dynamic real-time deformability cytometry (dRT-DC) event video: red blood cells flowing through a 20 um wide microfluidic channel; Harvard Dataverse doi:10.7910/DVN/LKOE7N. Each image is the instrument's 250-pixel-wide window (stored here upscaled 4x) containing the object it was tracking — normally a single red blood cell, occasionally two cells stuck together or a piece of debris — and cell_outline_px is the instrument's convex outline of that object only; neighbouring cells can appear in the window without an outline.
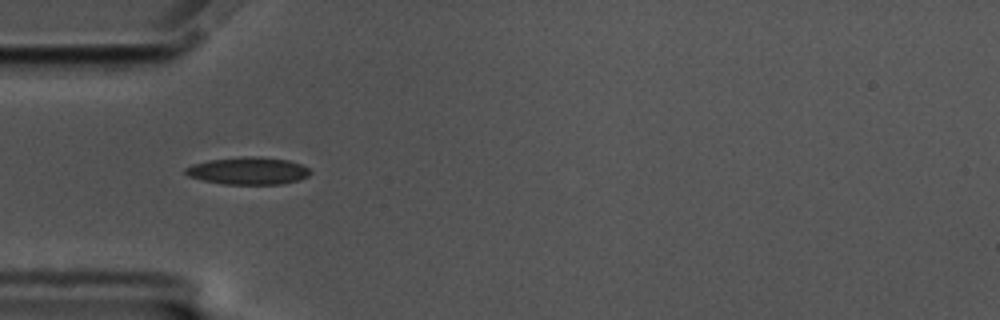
{"species": "common noctule bat (a hibernating species)", "species_latin": "Nyctalus noctula", "temperature_condition": "cold", "stored_images_in_passage": 41, "camera_frame_rate_fps": 3000, "um_per_image_px": 0.085, "animal": {"sex": "male", "body_mass_g": 17.5, "forearm_length_mm": 52.3}, "frame": {"image": 1, "passage_image": 1, "time_ms": 0.0, "image_size_px": [1000, 320], "cell_outline_px": [[312, 172], [308, 176], [300, 180], [280, 184], [224, 184], [204, 180], [188, 176], [184, 172], [184, 168], [192, 164], [208, 160], [240, 156], [256, 156], [288, 160], [300, 164], [308, 168]], "centroid_in_image_um": [21.09, 14.51], "position_along_channel_um": 63.9, "area_um2": 20.0}}
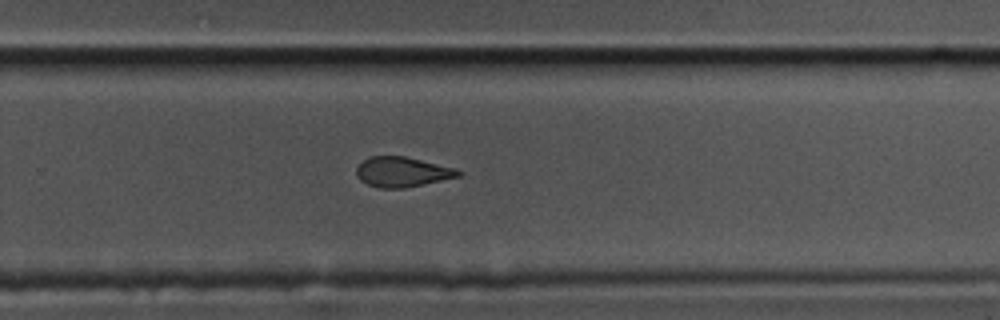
{"frame": {"image": 2, "passage_image": 21, "time_ms": 6.667, "image_size_px": [1000, 320], "cell_outline_px": [[464, 172], [460, 176], [404, 188], [380, 188], [368, 184], [360, 180], [356, 176], [356, 168], [368, 156], [404, 156], [456, 168]], "centroid_in_image_um": [34.19, 14.61], "position_along_channel_um": 295.6, "area_um2": 17.74}}
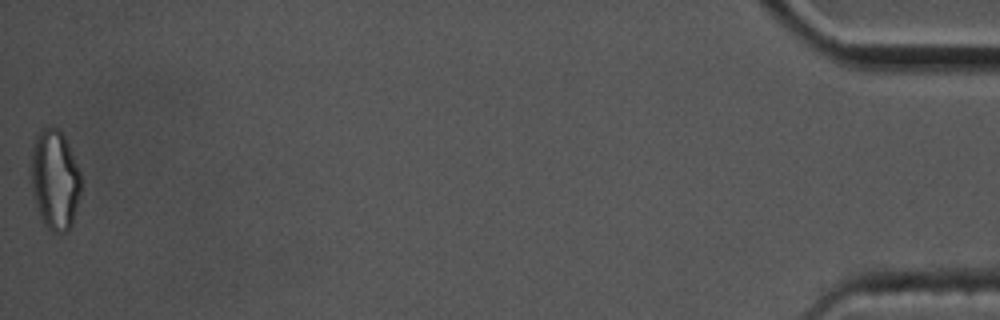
{"frame": {"image": 3, "passage_image": 41, "time_ms": 13.333, "image_size_px": [1000, 320], "cell_outline_px": [[80, 192], [72, 224], [68, 232], [52, 232], [44, 224], [40, 216], [36, 204], [32, 188], [32, 148], [36, 136], [40, 128], [52, 124], [64, 136], [68, 144], [80, 172]], "centroid_in_image_um": [4.66, 15.26], "position_along_channel_um": 430.5, "area_um2": 28.84}, "authors_computed_cell_mechanics": {"area_um2": 19.074, "velocity_mm_per_s": 3.4887, "shape_relaxation_time_tau1_ms": 4.1129, "shape_relaxation_time_tau2_ms": 4.3659, "deformation_change_tau1": 0.126, "deformation_change_tau2": 0.1154}}